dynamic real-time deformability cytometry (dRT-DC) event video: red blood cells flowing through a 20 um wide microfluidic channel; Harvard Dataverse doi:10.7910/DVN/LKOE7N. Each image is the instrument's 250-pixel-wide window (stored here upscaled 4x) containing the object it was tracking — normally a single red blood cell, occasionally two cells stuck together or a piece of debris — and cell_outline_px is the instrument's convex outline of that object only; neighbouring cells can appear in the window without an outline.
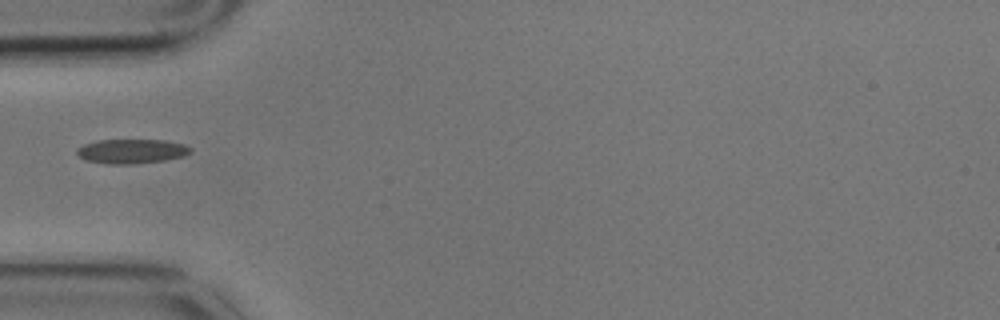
{"species": "common noctule bat (a hibernating species)", "species_latin": "Nyctalus noctula", "temperature_condition": "cold", "stored_images_in_passage": 11, "camera_frame_rate_fps": 3000, "um_per_image_px": 0.085, "animal": {"sex": "male", "body_mass_g": 17.9}, "frame": {"image": 1, "passage_image": 1, "time_ms": 0.0, "image_size_px": [1000, 320], "cell_outline_px": [[192, 152], [184, 156], [164, 160], [132, 164], [104, 164], [84, 160], [76, 152], [84, 144], [96, 140], [164, 140], [184, 144], [192, 148]], "centroid_in_image_um": [11.2, 12.86], "position_along_channel_um": 73.8, "area_um2": 16.18}}